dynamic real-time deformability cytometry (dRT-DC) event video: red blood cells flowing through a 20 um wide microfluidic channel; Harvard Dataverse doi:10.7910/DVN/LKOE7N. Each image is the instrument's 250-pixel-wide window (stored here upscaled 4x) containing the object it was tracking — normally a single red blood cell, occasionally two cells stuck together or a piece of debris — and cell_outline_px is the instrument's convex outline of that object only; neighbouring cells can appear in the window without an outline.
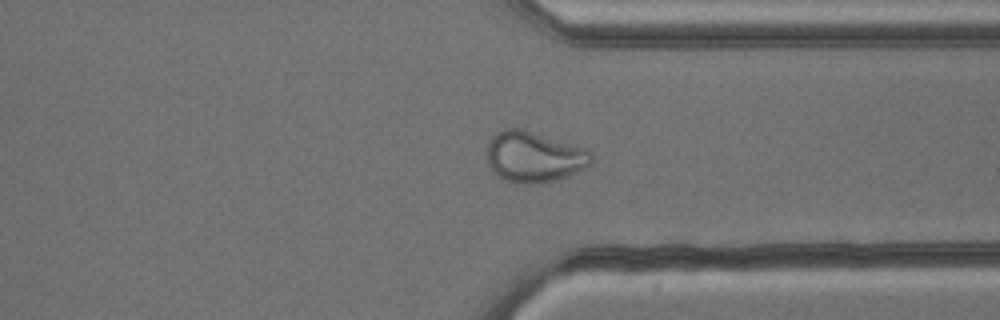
{"species": "common noctule bat (a hibernating species)", "species_latin": "Nyctalus noctula", "temperature_condition": "cold", "stored_images_in_passage": 54, "camera_frame_rate_fps": 3000, "um_per_image_px": 0.085, "animal": {"sex": "male", "body_mass_g": 13.3}, "frame": {"image": 1, "passage_image": 41, "time_ms": 13.333, "image_size_px": [1000, 320], "cell_outline_px": [[592, 164], [584, 168], [556, 180], [532, 184], [528, 184], [504, 180], [496, 176], [488, 164], [488, 140], [496, 132], [504, 128], [524, 128], [592, 152]], "centroid_in_image_um": [45.34, 13.32], "position_along_channel_um": 366.1, "area_um2": 30.69}}
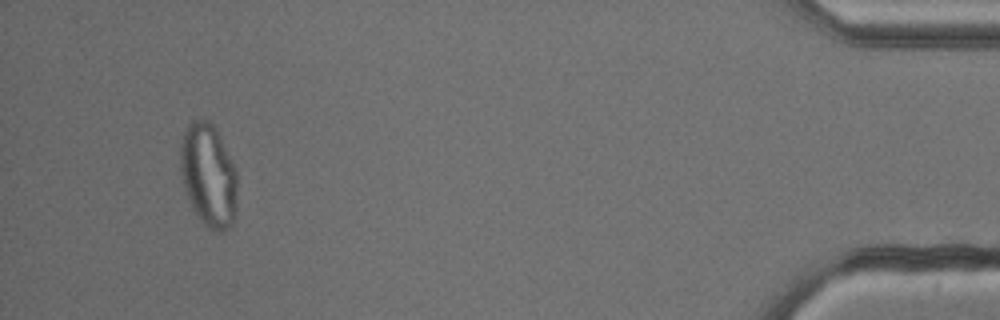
{"frame": {"image": 2, "passage_image": 51, "time_ms": 16.667, "image_size_px": [1000, 320], "cell_outline_px": [[236, 204], [232, 224], [224, 232], [216, 232], [208, 228], [200, 220], [184, 188], [180, 172], [180, 144], [184, 132], [188, 124], [192, 120], [204, 116], [216, 128], [236, 168]], "centroid_in_image_um": [17.71, 14.85], "position_along_channel_um": 417.5, "area_um2": 34.39}}